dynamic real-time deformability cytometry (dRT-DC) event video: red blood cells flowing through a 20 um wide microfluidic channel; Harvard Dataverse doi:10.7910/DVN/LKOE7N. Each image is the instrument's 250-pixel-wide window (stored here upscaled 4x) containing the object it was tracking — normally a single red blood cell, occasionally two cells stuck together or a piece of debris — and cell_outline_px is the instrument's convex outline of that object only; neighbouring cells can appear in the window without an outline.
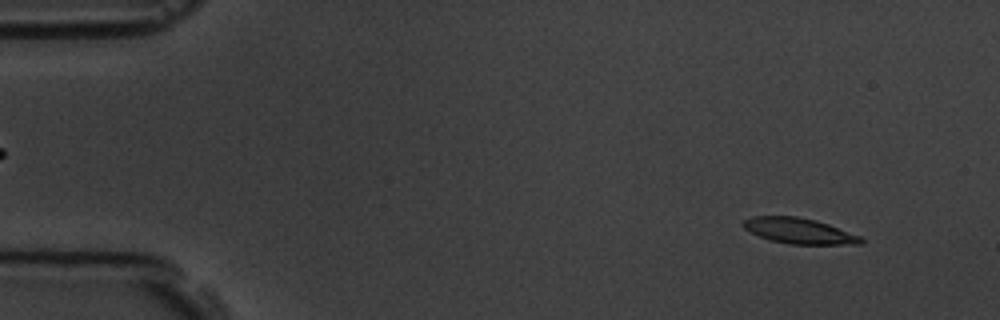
{"species": "common noctule bat (a hibernating species)", "species_latin": "Nyctalus noctula", "temperature_condition": "room temperature", "stored_images_in_passage": 15, "segment_of_instrument_passage": [1, 2], "camera_frame_rate_fps": 3000, "um_per_image_px": 0.085, "animal": {"sex": "male", "body_mass_g": 19.5, "forearm_length_mm": 54.6}, "frame": {"image": 1, "passage_image": 1, "time_ms": 0.0, "image_size_px": [1000, 320], "cell_outline_px": [[864, 240], [860, 244], [788, 244], [772, 240], [760, 236], [744, 228], [744, 220], [752, 216], [796, 216], [816, 220], [828, 224], [860, 236]], "centroid_in_image_um": [67.94, 19.62], "position_along_channel_um": 17.1, "area_um2": 17.28}}
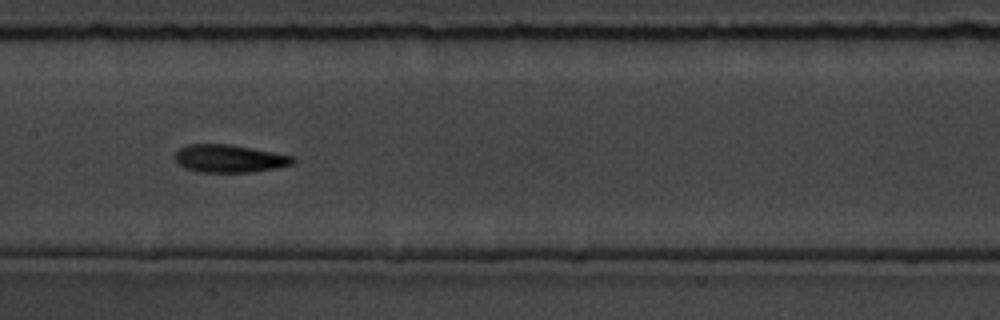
{"frame": {"image": 2, "passage_image": 7, "time_ms": 7.667, "image_size_px": [1000, 320], "cell_outline_px": [[296, 160], [292, 164], [276, 168], [252, 172], [196, 172], [184, 168], [176, 160], [176, 152], [180, 148], [188, 144], [232, 144], [296, 156]], "centroid_in_image_um": [19.54, 13.47], "position_along_channel_um": 187.9, "area_um2": 19.25}}
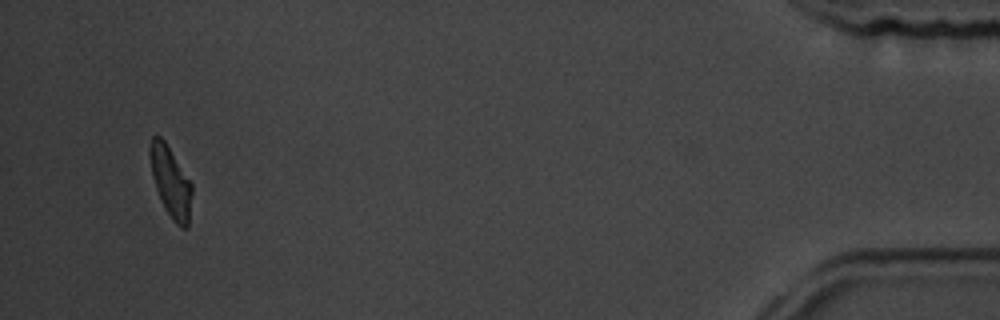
{"frame": {"image": 3, "passage_image": 14, "time_ms": 16.333, "image_size_px": [1000, 320], "cell_outline_px": [[192, 192], [188, 228], [180, 228], [172, 220], [156, 188], [152, 176], [148, 152], [148, 148], [152, 136], [160, 136], [164, 140], [192, 184]], "centroid_in_image_um": [14.5, 15.44], "position_along_channel_um": 420.7, "area_um2": 17.05}}